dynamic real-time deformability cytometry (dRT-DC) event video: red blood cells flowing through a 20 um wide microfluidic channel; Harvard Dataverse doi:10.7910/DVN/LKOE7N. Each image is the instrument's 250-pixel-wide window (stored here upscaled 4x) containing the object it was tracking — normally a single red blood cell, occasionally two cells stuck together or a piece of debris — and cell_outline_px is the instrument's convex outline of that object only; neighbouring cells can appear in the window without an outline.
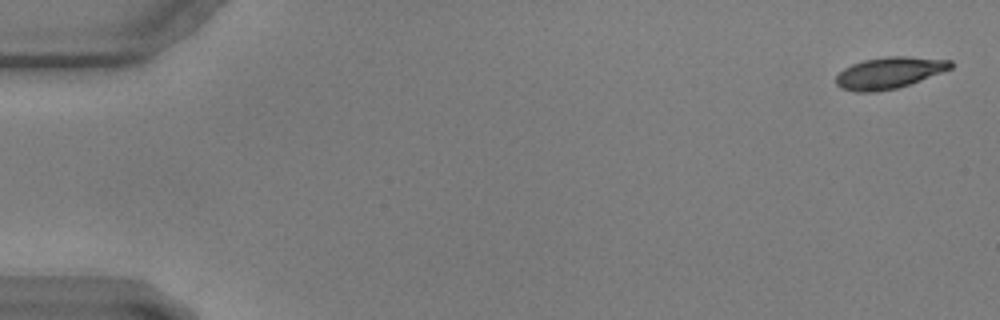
{"species": "common noctule bat (a hibernating species)", "species_latin": "Nyctalus noctula", "temperature_condition": "warm", "stored_images_in_passage": 58, "camera_frame_rate_fps": 3000, "um_per_image_px": 0.085, "animal": {"sex": "male", "body_mass_g": 17.9, "forearm_length_mm": 54.2}, "frame": {"image": 1, "passage_image": 2, "time_ms": 0.333, "image_size_px": [1000, 320], "cell_outline_px": [[952, 68], [920, 80], [896, 88], [876, 92], [856, 92], [840, 88], [836, 84], [836, 76], [844, 68], [852, 64], [864, 60], [888, 56], [908, 56], [952, 60]], "centroid_in_image_um": [75.56, 6.19], "position_along_channel_um": 9.4, "area_um2": 20.92}}
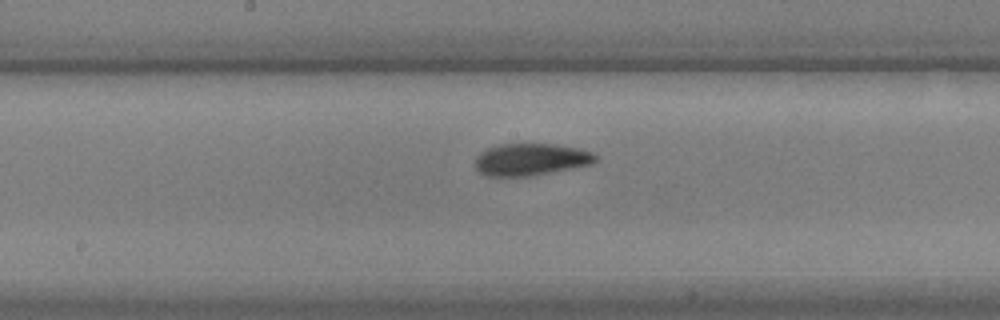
{"frame": {"image": 2, "passage_image": 31, "time_ms": 10.0, "image_size_px": [1000, 320], "cell_outline_px": [[600, 156], [592, 164], [532, 176], [488, 176], [480, 172], [476, 168], [476, 156], [480, 152], [488, 148], [500, 144], [552, 144], [576, 148], [592, 152]], "centroid_in_image_um": [45.13, 13.56], "position_along_channel_um": 203.1, "area_um2": 22.43}}
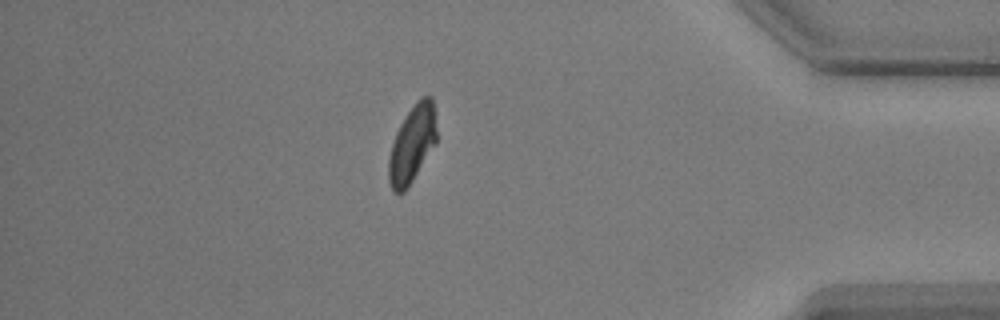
{"frame": {"image": 3, "passage_image": 51, "time_ms": 16.667, "image_size_px": [1000, 320], "cell_outline_px": [[436, 144], [408, 188], [404, 192], [392, 192], [388, 180], [388, 160], [392, 144], [396, 132], [404, 116], [416, 100], [420, 96], [432, 96], [436, 128]], "centroid_in_image_um": [35.03, 12.25], "position_along_channel_um": 400.2, "area_um2": 21.79}}